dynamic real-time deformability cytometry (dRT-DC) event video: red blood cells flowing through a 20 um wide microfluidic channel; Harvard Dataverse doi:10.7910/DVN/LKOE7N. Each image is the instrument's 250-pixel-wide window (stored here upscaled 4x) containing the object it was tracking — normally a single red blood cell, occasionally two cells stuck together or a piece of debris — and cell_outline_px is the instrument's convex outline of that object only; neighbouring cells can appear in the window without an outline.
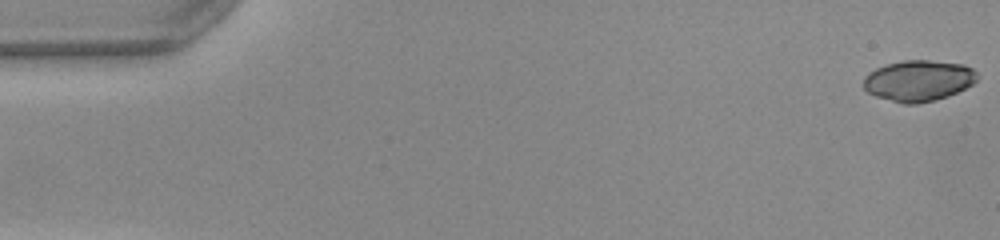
{"species": "common noctule bat (a hibernating species)", "species_latin": "Nyctalus noctula", "temperature_condition": "warm", "stored_images_in_passage": 51, "camera_frame_rate_fps": 3000, "um_per_image_px": 0.085, "animal": {"sex": "female", "body_mass_g": 22.0, "forearm_length_mm": 56.7}, "frame": {"image": 1, "passage_image": 1, "time_ms": 0.0, "image_size_px": [1000, 240], "cell_outline_px": [[980, 76], [972, 84], [948, 96], [936, 100], [916, 104], [904, 104], [876, 96], [868, 92], [864, 88], [864, 76], [868, 72], [876, 68], [888, 64], [904, 60], [928, 60], [964, 64], [972, 68]], "centroid_in_image_um": [78.08, 6.85], "position_along_channel_um": 6.9, "area_um2": 27.17}}
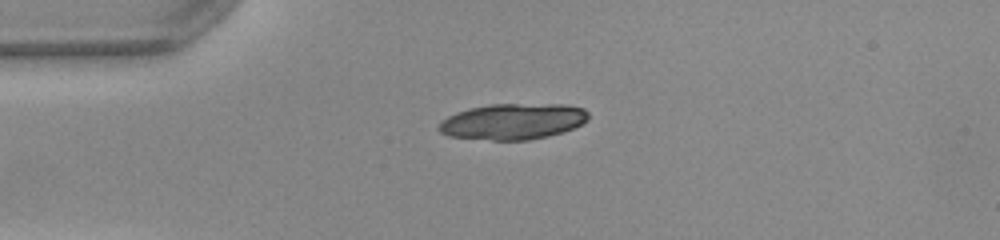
{"frame": {"image": 2, "passage_image": 13, "time_ms": 4.0, "image_size_px": [1000, 240], "cell_outline_px": [[588, 120], [564, 132], [548, 136], [528, 140], [492, 140], [448, 136], [440, 132], [436, 128], [440, 120], [456, 112], [472, 108], [492, 104], [564, 104], [584, 108], [588, 112]], "centroid_in_image_um": [43.58, 10.32], "position_along_channel_um": 41.4, "area_um2": 31.44}}